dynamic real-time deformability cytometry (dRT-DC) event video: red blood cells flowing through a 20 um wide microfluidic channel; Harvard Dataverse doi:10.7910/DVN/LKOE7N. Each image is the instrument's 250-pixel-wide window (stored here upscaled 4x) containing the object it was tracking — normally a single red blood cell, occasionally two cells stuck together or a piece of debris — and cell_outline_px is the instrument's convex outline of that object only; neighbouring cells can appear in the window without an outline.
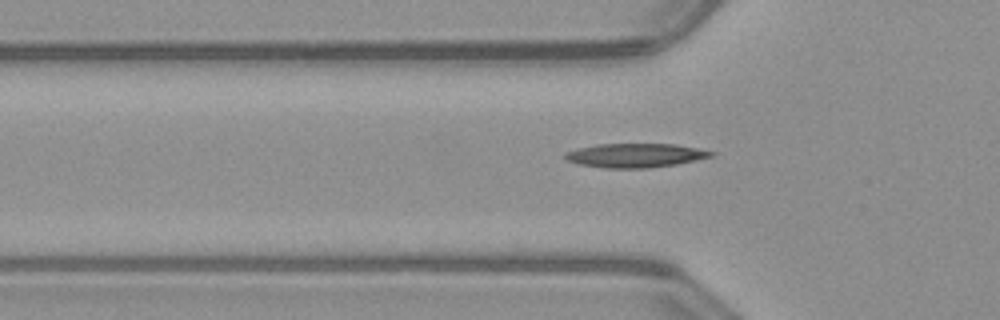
{"species": "common noctule bat (a hibernating species)", "species_latin": "Nyctalus noctula", "temperature_condition": "warm", "stored_images_in_passage": 40, "camera_frame_rate_fps": 3000, "um_per_image_px": 0.085, "animal": {"sex": "male", "body_mass_g": 23.1, "forearm_length_mm": 52.7}, "frame": {"image": 1, "passage_image": 4, "time_ms": 1.0, "image_size_px": [1000, 320], "cell_outline_px": [[716, 152], [712, 156], [696, 160], [676, 164], [648, 168], [604, 168], [580, 164], [568, 160], [564, 156], [564, 152], [596, 144], [676, 144]], "centroid_in_image_um": [54.01, 13.21], "position_along_channel_um": 71.8, "area_um2": 20.29}}
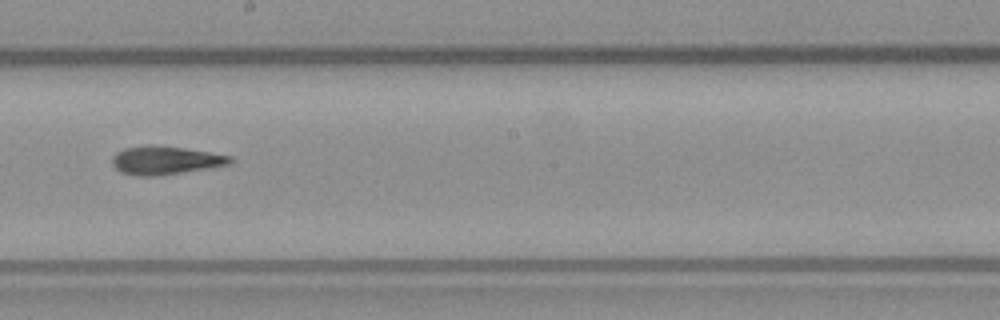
{"frame": {"image": 2, "passage_image": 16, "time_ms": 5.0, "image_size_px": [1000, 320], "cell_outline_px": [[236, 160], [232, 164], [208, 168], [152, 176], [140, 176], [120, 172], [112, 164], [112, 156], [116, 152], [124, 148], [148, 144], [152, 144], [184, 148], [232, 156]], "centroid_in_image_um": [14.06, 13.61], "position_along_channel_um": 234.1, "area_um2": 19.54}}
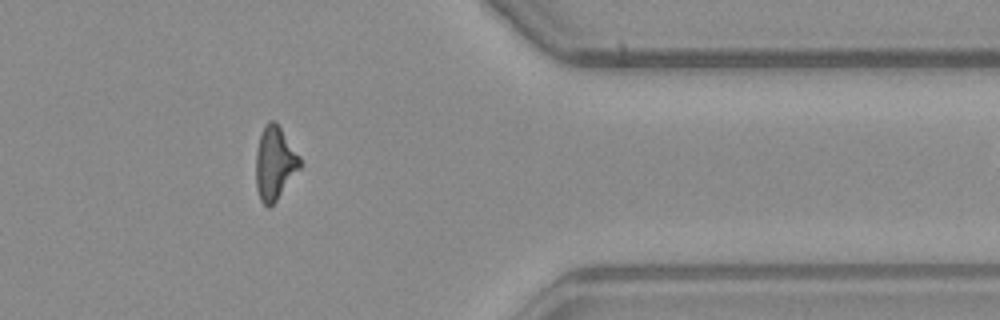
{"frame": {"image": 3, "passage_image": 29, "time_ms": 9.333, "image_size_px": [1000, 320], "cell_outline_px": [[304, 164], [276, 200], [268, 208], [260, 200], [256, 188], [256, 152], [260, 136], [264, 124], [268, 120], [276, 120], [300, 156]], "centroid_in_image_um": [23.37, 13.84], "position_along_channel_um": 388.0, "area_um2": 19.07}, "authors_computed_cell_mechanics": {"area_um2": 18.9584, "velocity_mm_per_s": 4.0297, "shape_relaxation_time_tau1_ms": null, "shape_relaxation_time_tau2_ms": 5.2795, "deformation_change_tau1": null, "deformation_change_tau2": 0.1749}}